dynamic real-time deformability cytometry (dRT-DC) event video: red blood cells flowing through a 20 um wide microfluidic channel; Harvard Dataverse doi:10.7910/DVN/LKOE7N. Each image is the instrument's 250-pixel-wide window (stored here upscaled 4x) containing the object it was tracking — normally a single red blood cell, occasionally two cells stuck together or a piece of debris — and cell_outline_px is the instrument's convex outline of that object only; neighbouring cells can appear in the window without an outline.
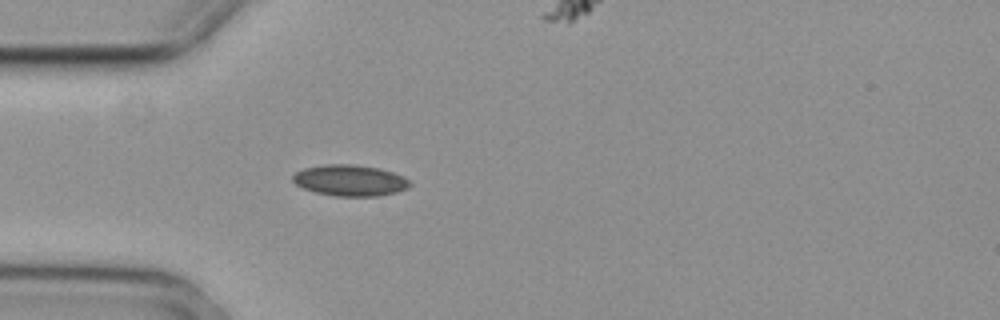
{"species": "common noctule bat (a hibernating species)", "species_latin": "Nyctalus noctula", "temperature_condition": "cold", "stored_images_in_passage": 2, "camera_frame_rate_fps": 3000, "um_per_image_px": 0.085, "animal": {"sex": "female", "body_mass_g": 29.2, "forearm_length_mm": 56.3}, "frame": {"image": 1, "passage_image": 1, "time_ms": 0.0, "image_size_px": [1000, 320], "cell_outline_px": [[412, 184], [408, 188], [396, 192], [376, 196], [336, 196], [316, 192], [304, 188], [296, 184], [292, 180], [292, 176], [296, 172], [304, 168], [324, 164], [352, 164], [380, 168], [404, 176]], "centroid_in_image_um": [29.76, 15.33], "position_along_channel_um": 55.2, "area_um2": 21.21}}